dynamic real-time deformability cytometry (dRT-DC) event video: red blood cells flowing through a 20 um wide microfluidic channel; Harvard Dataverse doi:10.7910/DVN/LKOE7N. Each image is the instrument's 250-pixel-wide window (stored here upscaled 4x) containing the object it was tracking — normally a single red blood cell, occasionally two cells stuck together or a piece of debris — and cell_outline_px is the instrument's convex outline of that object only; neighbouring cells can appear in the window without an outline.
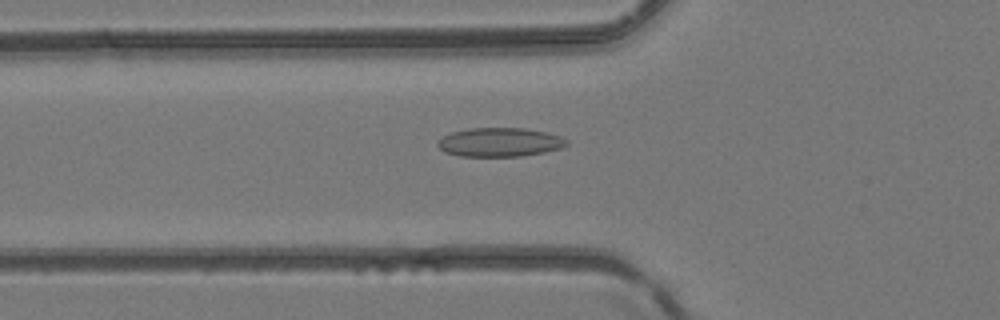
{"species": "common noctule bat (a hibernating species)", "species_latin": "Nyctalus noctula", "temperature_condition": "room temperature", "stored_images_in_passage": 41, "camera_frame_rate_fps": 3000, "um_per_image_px": 0.085, "animal": {"sex": "female", "body_mass_g": 24.6, "forearm_length_mm": 56.2}, "frame": {"image": 1, "passage_image": 11, "time_ms": 3.333, "image_size_px": [1000, 320], "cell_outline_px": [[568, 144], [560, 148], [544, 152], [520, 156], [460, 156], [444, 152], [436, 144], [436, 140], [452, 132], [468, 128], [524, 128], [548, 132], [560, 136], [568, 140]], "centroid_in_image_um": [42.46, 12.08], "position_along_channel_um": 83.3, "area_um2": 21.79}}
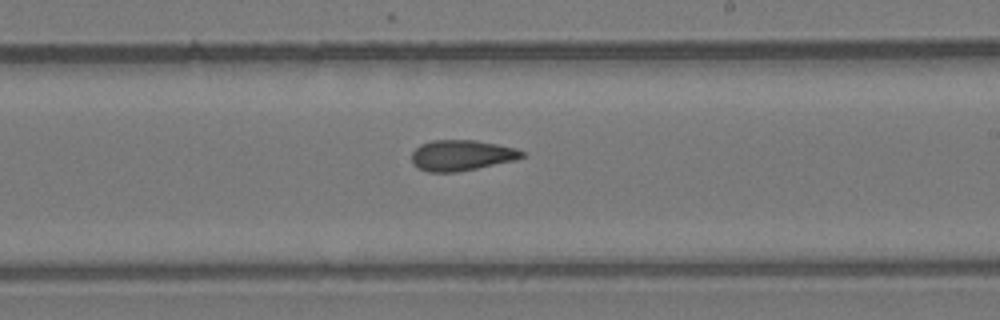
{"frame": {"image": 2, "passage_image": 22, "time_ms": 7.0, "image_size_px": [1000, 320], "cell_outline_px": [[524, 156], [516, 160], [456, 172], [428, 172], [416, 168], [412, 164], [412, 152], [420, 144], [432, 140], [476, 140], [516, 148], [524, 152]], "centroid_in_image_um": [39.2, 13.2], "position_along_channel_um": 249.8, "area_um2": 19.77}}
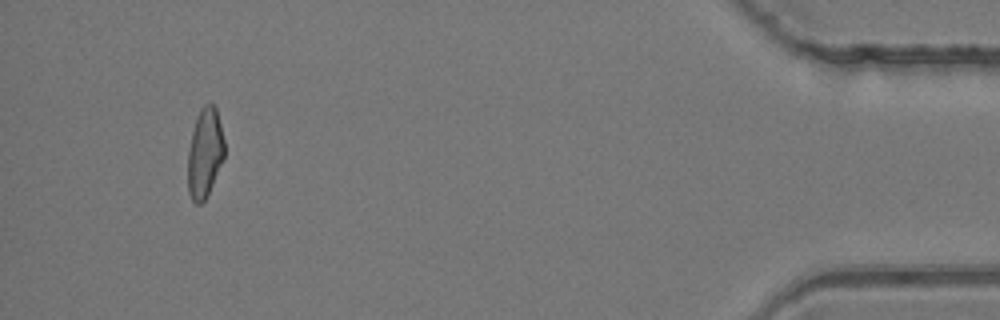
{"frame": {"image": 3, "passage_image": 38, "time_ms": 12.333, "image_size_px": [1000, 320], "cell_outline_px": [[224, 160], [204, 200], [200, 204], [196, 204], [192, 200], [188, 192], [188, 152], [192, 132], [196, 116], [200, 108], [204, 104], [212, 104], [216, 108], [224, 140]], "centroid_in_image_um": [17.4, 12.99], "position_along_channel_um": 417.8, "area_um2": 19.02}}